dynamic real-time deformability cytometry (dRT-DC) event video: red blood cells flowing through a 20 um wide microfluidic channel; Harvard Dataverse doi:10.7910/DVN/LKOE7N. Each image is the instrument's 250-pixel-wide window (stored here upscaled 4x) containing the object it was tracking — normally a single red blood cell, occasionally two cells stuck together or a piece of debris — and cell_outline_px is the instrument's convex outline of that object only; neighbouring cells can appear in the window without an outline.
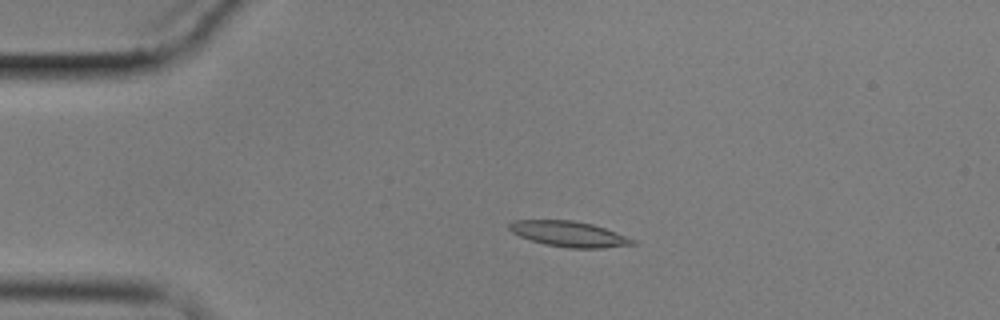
{"species": "common noctule bat (a hibernating species)", "species_latin": "Nyctalus noctula", "temperature_condition": "cold", "stored_images_in_passage": 5, "camera_frame_rate_fps": 3000, "um_per_image_px": 0.085, "animal": {"sex": "male", "body_mass_g": 17.9}, "frame": {"image": 1, "passage_image": 4, "time_ms": 3.667, "image_size_px": [1000, 320], "cell_outline_px": [[636, 244], [604, 248], [568, 248], [544, 244], [520, 236], [512, 232], [508, 228], [508, 224], [512, 220], [572, 220], [592, 224], [616, 232], [636, 240]], "centroid_in_image_um": [48.36, 19.89], "position_along_channel_um": 36.6, "area_um2": 18.32}}